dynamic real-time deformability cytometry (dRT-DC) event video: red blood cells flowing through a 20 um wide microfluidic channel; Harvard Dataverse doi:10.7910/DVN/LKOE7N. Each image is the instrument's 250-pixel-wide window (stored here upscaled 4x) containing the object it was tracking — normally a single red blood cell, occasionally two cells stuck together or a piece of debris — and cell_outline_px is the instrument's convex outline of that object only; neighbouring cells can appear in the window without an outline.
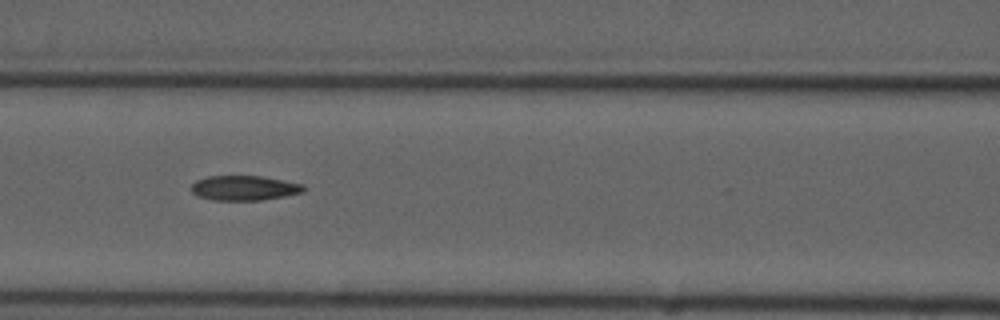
{"species": "common noctule bat (a hibernating species)", "species_latin": "Nyctalus noctula", "temperature_condition": "cold", "stored_images_in_passage": 7, "camera_frame_rate_fps": 3000, "um_per_image_px": 0.085, "animal": {"sex": "male", "forearm_length_mm": 52.5}, "frame": {"image": 1, "passage_image": 6, "time_ms": 7.0, "image_size_px": [1000, 320], "cell_outline_px": [[308, 188], [304, 192], [284, 196], [260, 200], [212, 200], [196, 196], [192, 192], [192, 184], [196, 180], [208, 176], [260, 176], [304, 184]], "centroid_in_image_um": [20.77, 15.98], "position_along_channel_um": 145.8, "area_um2": 16.3}}
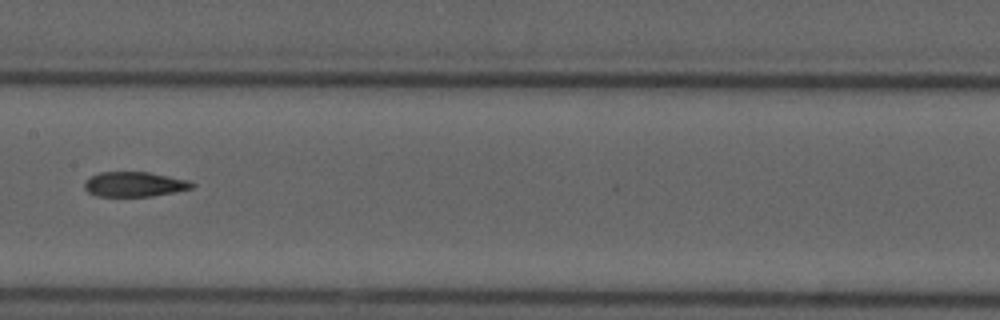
{"frame": {"image": 2, "passage_image": 7, "time_ms": 8.333, "image_size_px": [1000, 320], "cell_outline_px": [[196, 184], [192, 188], [176, 192], [152, 196], [96, 196], [88, 192], [84, 188], [84, 184], [92, 176], [100, 172], [148, 172], [192, 180]], "centroid_in_image_um": [11.49, 15.66], "position_along_channel_um": 195.9, "area_um2": 15.66}}